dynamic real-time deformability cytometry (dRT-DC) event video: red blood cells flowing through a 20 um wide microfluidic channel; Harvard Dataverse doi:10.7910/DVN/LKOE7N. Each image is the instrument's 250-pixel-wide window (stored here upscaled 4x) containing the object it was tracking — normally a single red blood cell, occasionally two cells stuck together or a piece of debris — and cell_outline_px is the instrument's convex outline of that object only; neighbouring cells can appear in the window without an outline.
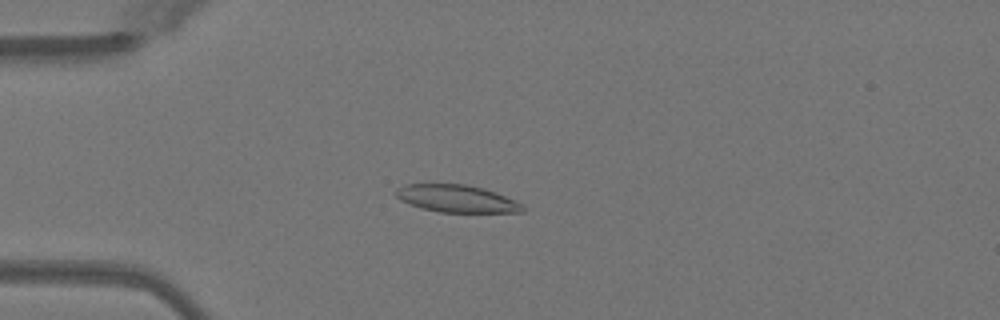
{"species": "Egyptian fruit bat (a non-hibernating species)", "species_latin": "Rousettus aegyptiacus", "temperature_condition": "warm", "stored_images_in_passage": 51, "camera_frame_rate_fps": 3000, "um_per_image_px": 0.085, "animal": {"sex": "female"}, "frame": {"image": 1, "passage_image": 14, "time_ms": 4.333, "image_size_px": [1000, 320], "cell_outline_px": [[524, 212], [440, 212], [420, 208], [408, 204], [400, 200], [396, 196], [396, 188], [404, 184], [464, 184], [484, 188], [496, 192], [516, 200], [524, 204]], "centroid_in_image_um": [38.82, 16.88], "position_along_channel_um": 46.2, "area_um2": 20.4}}
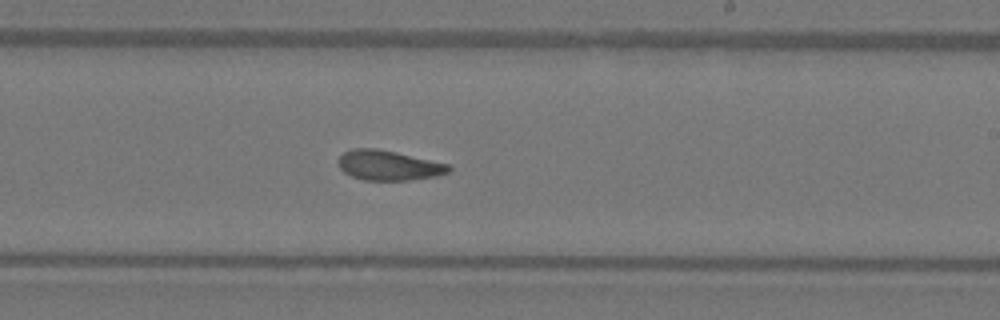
{"frame": {"image": 2, "passage_image": 31, "time_ms": 10.0, "image_size_px": [1000, 320], "cell_outline_px": [[452, 172], [436, 176], [408, 180], [364, 180], [352, 176], [344, 172], [340, 168], [336, 160], [344, 152], [352, 148], [376, 148], [396, 152], [448, 164], [452, 168]], "centroid_in_image_um": [33.02, 14.05], "position_along_channel_um": 256.0, "area_um2": 19.31}}
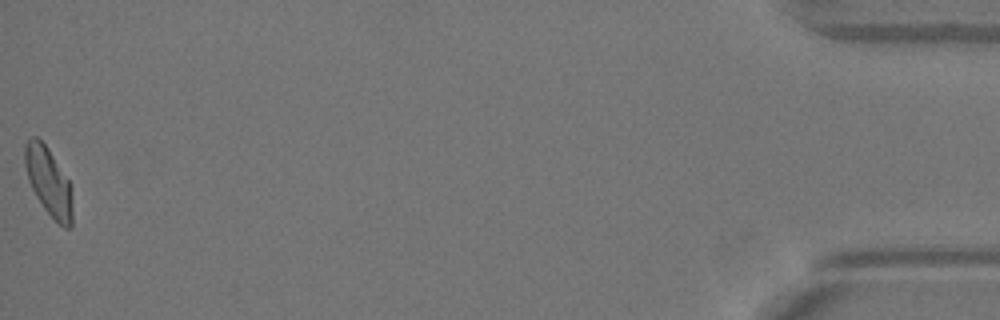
{"frame": {"image": 3, "passage_image": 51, "time_ms": 16.667, "image_size_px": [1000, 320], "cell_outline_px": [[72, 228], [64, 228], [44, 208], [36, 196], [28, 180], [24, 164], [24, 144], [32, 136], [36, 136], [48, 148], [68, 180], [72, 192]], "centroid_in_image_um": [4.12, 15.43], "position_along_channel_um": 431.1, "area_um2": 18.79}, "authors_computed_cell_mechanics": {"area_um2": 19.652, "velocity_mm_per_s": 4.0466, "shape_relaxation_time_tau1_ms": null, "shape_relaxation_time_tau2_ms": 3.0961, "deformation_change_tau1": null, "deformation_change_tau2": 0.0962}}